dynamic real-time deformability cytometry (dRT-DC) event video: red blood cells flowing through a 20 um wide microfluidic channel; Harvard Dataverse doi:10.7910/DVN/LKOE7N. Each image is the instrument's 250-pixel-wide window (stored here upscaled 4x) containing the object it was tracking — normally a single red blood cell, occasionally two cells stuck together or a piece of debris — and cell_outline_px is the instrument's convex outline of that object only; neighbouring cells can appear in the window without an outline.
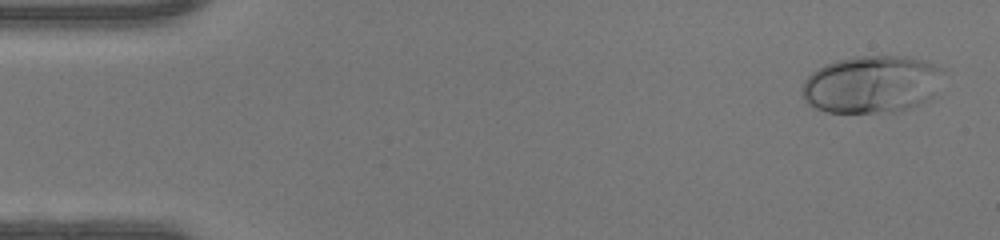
{"species": "human", "species_latin": "Homo sapiens", "temperature_condition": "warm", "stored_images_in_passage": 48, "camera_frame_rate_fps": 3000, "um_per_image_px": 0.085, "donor": {"sex": "female"}, "frame": {"image": 1, "passage_image": 2, "time_ms": 0.333, "image_size_px": [1000, 240], "cell_outline_px": [[948, 72], [932, 96], [928, 100], [920, 104], [908, 108], [892, 112], [824, 112], [808, 104], [804, 100], [800, 92], [804, 80], [812, 72], [824, 64], [836, 60], [856, 56], [908, 56], [924, 60], [944, 68]], "centroid_in_image_um": [74.12, 7.15], "position_along_channel_um": 10.9, "area_um2": 48.03}}
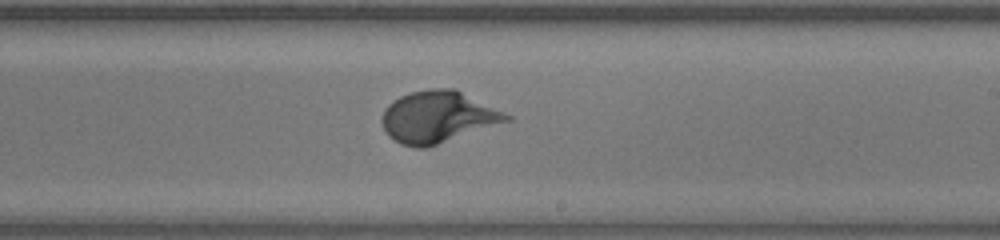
{"frame": {"image": 2, "passage_image": 28, "time_ms": 9.0, "image_size_px": [1000, 240], "cell_outline_px": [[512, 120], [428, 148], [416, 148], [400, 144], [388, 136], [380, 120], [384, 108], [392, 100], [408, 92], [432, 88], [456, 88], [512, 116]], "centroid_in_image_um": [37.2, 9.94], "position_along_channel_um": 251.8, "area_um2": 38.03}}
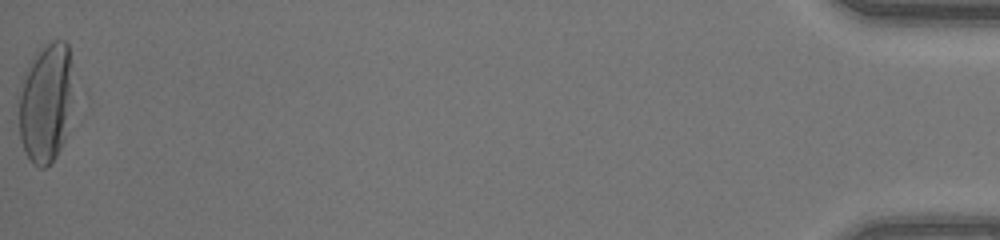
{"frame": {"image": 3, "passage_image": 48, "time_ms": 15.667, "image_size_px": [1000, 240], "cell_outline_px": [[88, 96], [56, 156], [44, 168], [40, 168], [32, 164], [24, 152], [20, 140], [20, 80], [24, 72], [36, 52], [40, 48], [52, 40], [64, 40], [68, 44], [88, 92]], "centroid_in_image_um": [4.21, 8.62], "position_along_channel_um": 431.0, "area_um2": 43.64}, "authors_computed_cell_mechanics": {"area_um2": 35.8649, "velocity_mm_per_s": 4.2813, "shape_relaxation_time_tau1_ms": 3.6159, "shape_relaxation_time_tau2_ms": null, "deformation_change_tau1": 0.2461, "deformation_change_tau2": null}}